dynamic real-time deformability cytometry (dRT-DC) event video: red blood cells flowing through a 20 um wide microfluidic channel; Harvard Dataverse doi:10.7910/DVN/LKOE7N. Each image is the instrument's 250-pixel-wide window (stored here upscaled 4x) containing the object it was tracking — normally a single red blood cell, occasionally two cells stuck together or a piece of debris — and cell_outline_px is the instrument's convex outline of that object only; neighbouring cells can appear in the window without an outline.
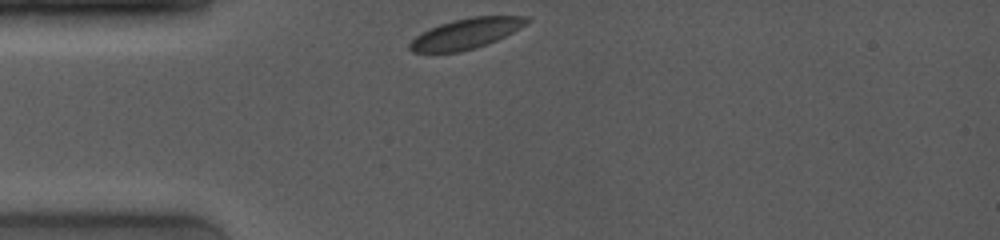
{"species": "common noctule bat (a hibernating species)", "species_latin": "Nyctalus noctula", "temperature_condition": "room temperature", "stored_images_in_passage": 22, "camera_frame_rate_fps": 4000, "um_per_image_px": 0.085, "animal": {"sex": "female", "body_mass_g": 19.0, "forearm_length_mm": 53.3}, "frame": {"image": 1, "passage_image": 1, "time_ms": 0.0, "image_size_px": [1000, 240], "cell_outline_px": [[532, 20], [528, 24], [488, 44], [476, 48], [460, 52], [412, 52], [408, 48], [408, 44], [416, 36], [440, 24], [452, 20], [472, 16], [528, 16]], "centroid_in_image_um": [39.65, 2.85], "position_along_channel_um": 45.3, "area_um2": 20.69}}
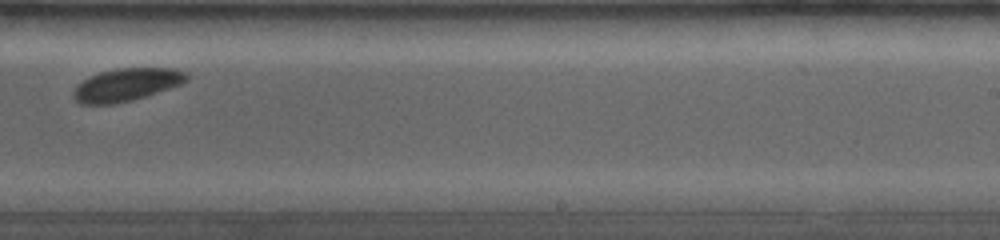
{"frame": {"image": 2, "passage_image": 14, "time_ms": 6.5, "image_size_px": [1000, 240], "cell_outline_px": [[188, 80], [180, 84], [132, 100], [116, 104], [80, 104], [72, 96], [72, 92], [88, 76], [100, 72], [116, 68], [172, 68], [188, 72]], "centroid_in_image_um": [10.74, 7.19], "position_along_channel_um": 278.3, "area_um2": 21.44}}
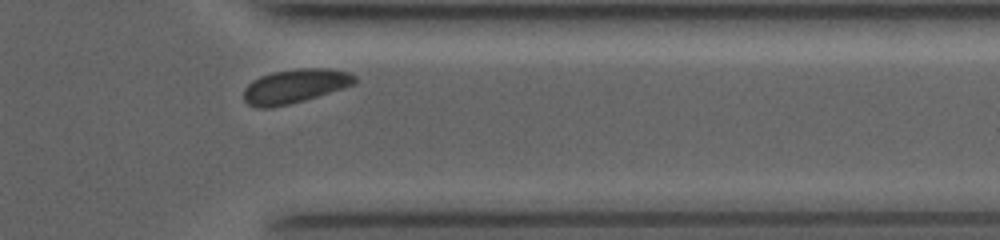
{"frame": {"image": 3, "passage_image": 20, "time_ms": 9.25, "image_size_px": [1000, 240], "cell_outline_px": [[356, 84], [344, 88], [304, 100], [288, 104], [268, 108], [256, 108], [248, 104], [244, 100], [244, 88], [252, 80], [260, 76], [272, 72], [300, 68], [328, 68], [348, 72], [356, 76]], "centroid_in_image_um": [25.07, 7.31], "position_along_channel_um": 386.3, "area_um2": 22.08}}